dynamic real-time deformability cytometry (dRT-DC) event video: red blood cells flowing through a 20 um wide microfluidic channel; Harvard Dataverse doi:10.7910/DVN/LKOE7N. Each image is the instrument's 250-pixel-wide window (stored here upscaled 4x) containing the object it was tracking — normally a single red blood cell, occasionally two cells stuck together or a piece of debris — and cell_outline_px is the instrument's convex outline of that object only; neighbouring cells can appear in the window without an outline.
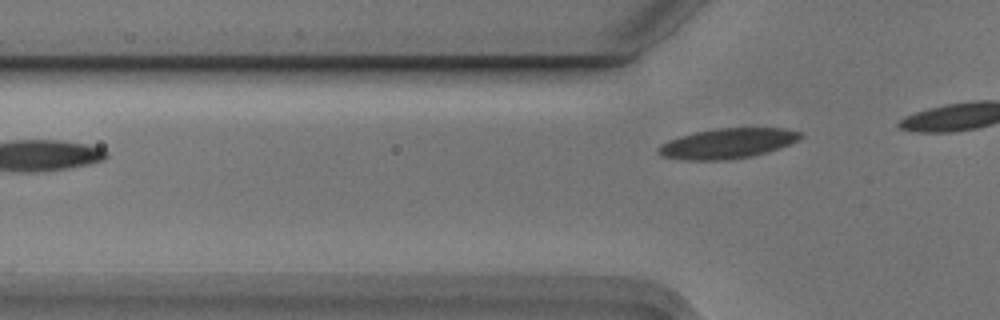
{"species": "Egyptian fruit bat (a non-hibernating species)", "species_latin": "Rousettus aegyptiacus", "temperature_condition": "cold", "stored_images_in_passage": 4, "camera_frame_rate_fps": 3000, "um_per_image_px": 0.085, "animal": {"sex": "male"}, "frame": {"image": 1, "passage_image": 4, "time_ms": 1.0, "image_size_px": [1000, 320], "cell_outline_px": [[804, 136], [788, 144], [764, 152], [748, 156], [724, 160], [688, 160], [660, 156], [656, 152], [656, 148], [660, 144], [668, 140], [680, 136], [696, 132], [716, 128], [784, 128], [800, 132]], "centroid_in_image_um": [61.75, 12.18], "position_along_channel_um": 64.1, "area_um2": 24.62}}